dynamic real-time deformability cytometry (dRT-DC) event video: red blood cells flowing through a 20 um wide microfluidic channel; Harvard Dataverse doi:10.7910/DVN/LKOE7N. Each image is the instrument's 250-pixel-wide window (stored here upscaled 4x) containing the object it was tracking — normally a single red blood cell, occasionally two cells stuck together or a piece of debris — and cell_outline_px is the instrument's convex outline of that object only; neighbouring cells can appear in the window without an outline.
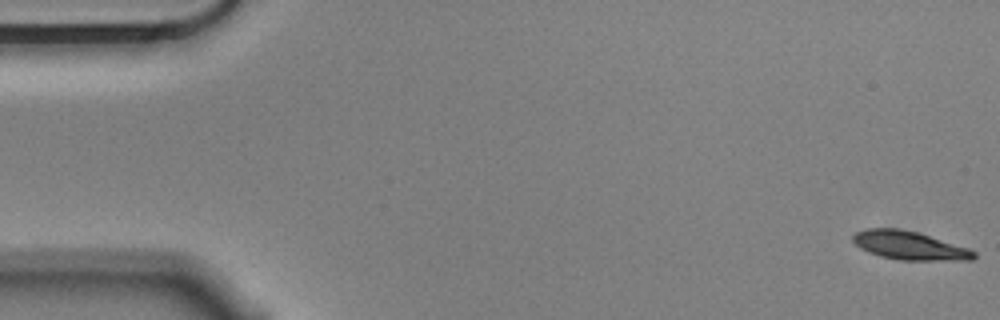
{"species": "Egyptian fruit bat (a non-hibernating species)", "species_latin": "Rousettus aegyptiacus", "temperature_condition": "cold", "stored_images_in_passage": 57, "camera_frame_rate_fps": 3000, "um_per_image_px": 0.085, "animal": {"sex": "male"}, "frame": {"image": 1, "passage_image": 1, "time_ms": 0.0, "image_size_px": [1000, 320], "cell_outline_px": [[976, 256], [972, 260], [896, 260], [880, 256], [868, 252], [860, 248], [852, 240], [852, 236], [856, 232], [864, 228], [900, 228], [916, 232], [968, 248], [976, 252]], "centroid_in_image_um": [77.26, 20.87], "position_along_channel_um": 7.7, "area_um2": 20.06}}
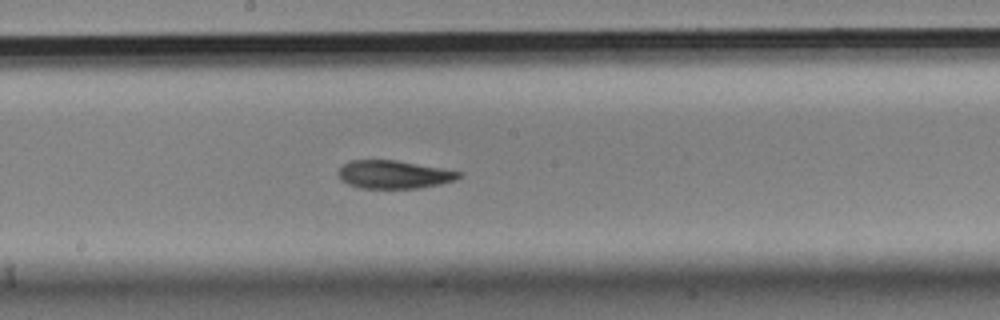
{"frame": {"image": 2, "passage_image": 30, "time_ms": 9.667, "image_size_px": [1000, 320], "cell_outline_px": [[464, 176], [456, 180], [440, 184], [416, 188], [360, 188], [348, 184], [340, 180], [336, 176], [340, 168], [344, 164], [352, 160], [396, 160], [464, 172]], "centroid_in_image_um": [33.5, 14.83], "position_along_channel_um": 214.7, "area_um2": 19.88}}
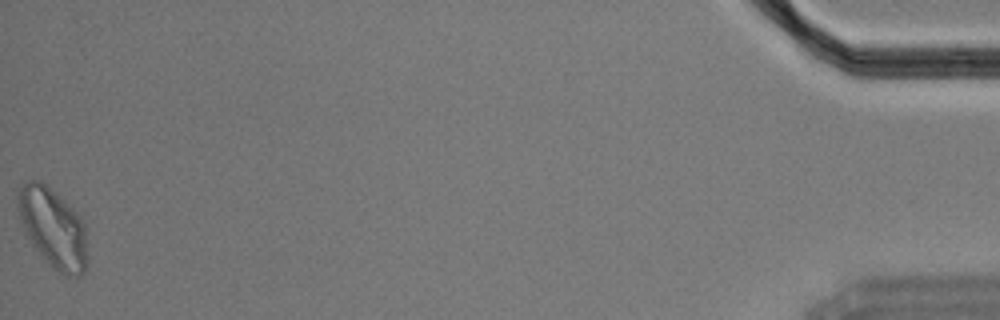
{"frame": {"image": 3, "passage_image": 57, "time_ms": 18.667, "image_size_px": [1000, 320], "cell_outline_px": [[84, 272], [80, 276], [64, 276], [44, 260], [32, 244], [20, 220], [16, 204], [16, 192], [20, 184], [28, 180], [40, 180], [60, 196], [80, 216], [84, 224]], "centroid_in_image_um": [4.43, 19.31], "position_along_channel_um": 430.8, "area_um2": 31.79}, "authors_computed_cell_mechanics": {"area_um2": 20.8658, "velocity_mm_per_s": 3.5065, "shape_relaxation_time_tau1_ms": 3.9854, "shape_relaxation_time_tau2_ms": 3.6407, "deformation_change_tau1": 0.1415, "deformation_change_tau2": 0.0793}}